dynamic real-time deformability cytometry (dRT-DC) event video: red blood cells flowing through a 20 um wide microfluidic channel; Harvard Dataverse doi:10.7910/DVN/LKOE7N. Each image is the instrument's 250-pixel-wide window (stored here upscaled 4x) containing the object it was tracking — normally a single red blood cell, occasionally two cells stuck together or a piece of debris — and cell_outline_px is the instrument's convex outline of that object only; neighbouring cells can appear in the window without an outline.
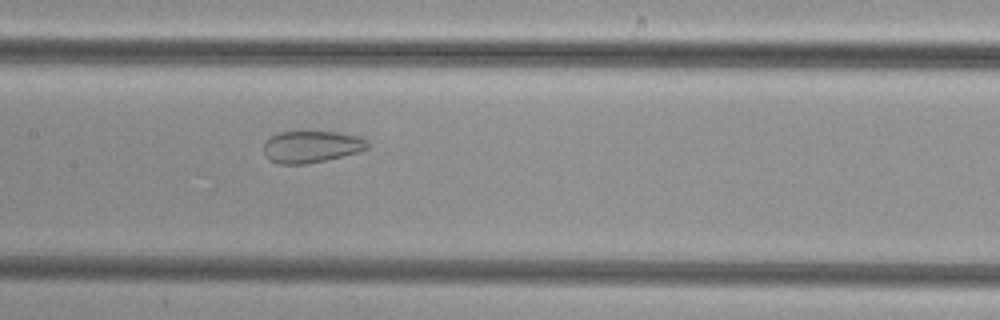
{"species": "common noctule bat (a hibernating species)", "species_latin": "Nyctalus noctula", "temperature_condition": "cold", "stored_images_in_passage": 51, "camera_frame_rate_fps": 3000, "um_per_image_px": 0.085, "animal": {"sex": "female", "body_mass_g": 29.2, "forearm_length_mm": 56.3}, "frame": {"image": 1, "passage_image": 25, "time_ms": 8.0, "image_size_px": [1000, 320], "cell_outline_px": [[368, 148], [360, 152], [324, 160], [304, 164], [280, 164], [272, 160], [264, 152], [264, 144], [272, 136], [280, 132], [340, 132], [356, 136], [368, 140]], "centroid_in_image_um": [26.51, 12.46], "position_along_channel_um": 180.9, "area_um2": 18.96}}
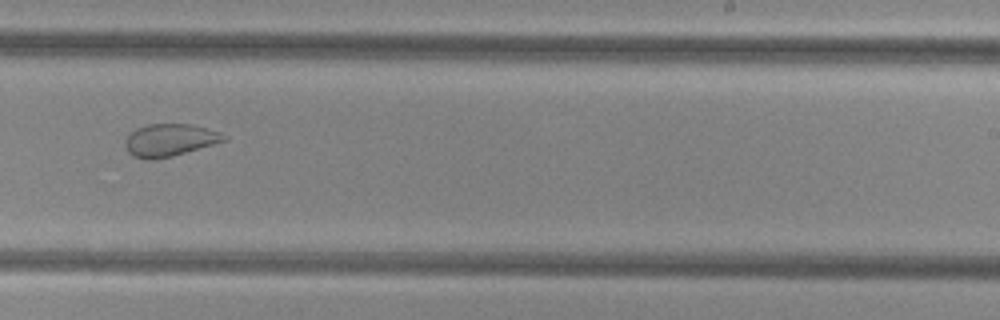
{"frame": {"image": 2, "passage_image": 32, "time_ms": 10.333, "image_size_px": [1000, 320], "cell_outline_px": [[228, 140], [172, 156], [152, 160], [144, 160], [132, 156], [128, 152], [124, 144], [124, 140], [136, 128], [148, 124], [192, 124], [220, 132], [228, 136]], "centroid_in_image_um": [14.42, 11.91], "position_along_channel_um": 274.6, "area_um2": 18.79}}
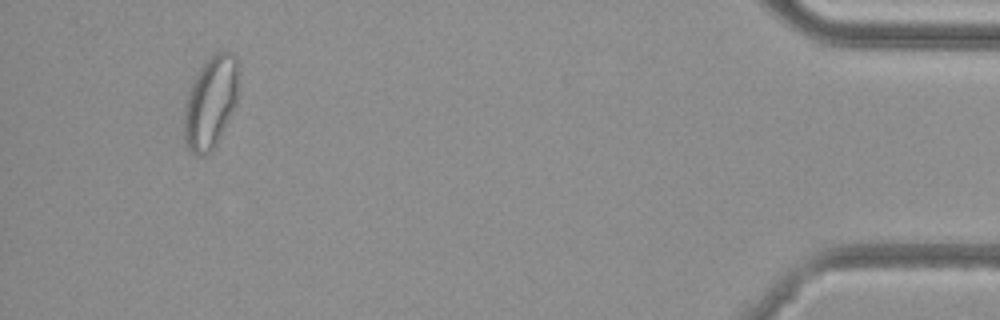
{"frame": {"image": 3, "passage_image": 48, "time_ms": 15.667, "image_size_px": [1000, 320], "cell_outline_px": [[240, 60], [236, 104], [216, 144], [204, 156], [200, 156], [192, 152], [188, 148], [184, 140], [184, 116], [188, 92], [200, 68], [216, 52], [232, 52]], "centroid_in_image_um": [17.93, 8.67], "position_along_channel_um": 417.3, "area_um2": 29.07}}